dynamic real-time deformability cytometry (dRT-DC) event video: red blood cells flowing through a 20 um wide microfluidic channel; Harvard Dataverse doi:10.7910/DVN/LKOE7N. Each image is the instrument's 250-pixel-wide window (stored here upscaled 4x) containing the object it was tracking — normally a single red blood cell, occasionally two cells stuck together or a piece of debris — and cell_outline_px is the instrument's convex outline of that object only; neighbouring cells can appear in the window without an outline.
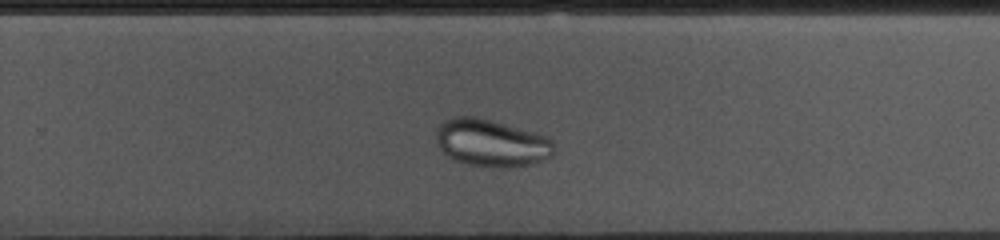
{"species": "common noctule bat (a hibernating species)", "species_latin": "Nyctalus noctula", "temperature_condition": "cold", "stored_images_in_passage": 33, "camera_frame_rate_fps": 3000, "um_per_image_px": 0.085, "animal": {"sex": "female", "body_mass_g": 10.0, "forearm_length_mm": 53.1}, "frame": {"image": 1, "passage_image": 24, "time_ms": 7.667, "image_size_px": [1000, 240], "cell_outline_px": [[556, 148], [552, 156], [528, 164], [508, 168], [496, 168], [468, 164], [456, 160], [448, 156], [440, 148], [436, 140], [436, 132], [440, 124], [444, 120], [452, 116], [476, 116], [492, 120], [536, 132], [548, 136], [556, 144]], "centroid_in_image_um": [41.79, 12.13], "position_along_channel_um": 288.0, "area_um2": 32.83}}
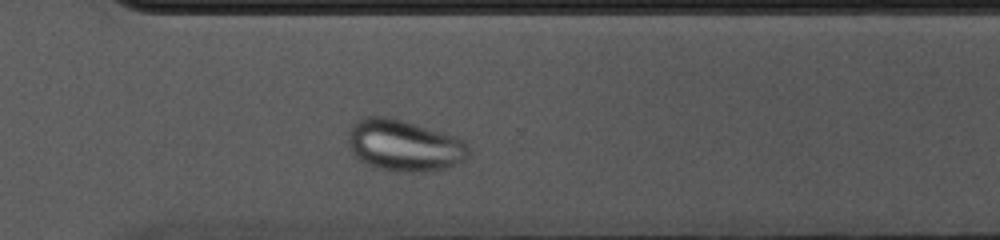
{"frame": {"image": 2, "passage_image": 28, "time_ms": 9.0, "image_size_px": [1000, 240], "cell_outline_px": [[468, 156], [464, 160], [444, 168], [428, 172], [400, 172], [372, 168], [360, 160], [348, 148], [348, 128], [360, 116], [388, 116], [416, 124], [456, 136], [464, 140], [468, 144]], "centroid_in_image_um": [34.3, 12.36], "position_along_channel_um": 336.3, "area_um2": 36.7}}